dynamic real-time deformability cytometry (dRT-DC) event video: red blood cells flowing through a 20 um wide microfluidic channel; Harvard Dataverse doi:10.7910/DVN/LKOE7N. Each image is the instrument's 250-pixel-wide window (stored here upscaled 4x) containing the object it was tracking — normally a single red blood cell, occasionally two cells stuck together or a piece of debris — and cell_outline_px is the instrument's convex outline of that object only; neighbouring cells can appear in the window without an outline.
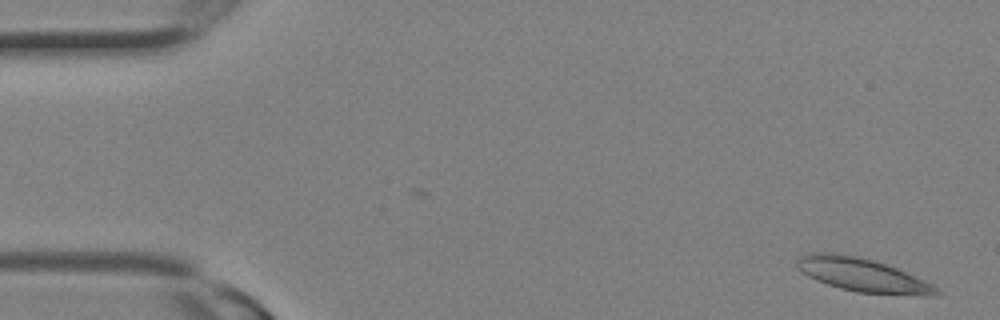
{"species": "Egyptian fruit bat (a non-hibernating species)", "species_latin": "Rousettus aegyptiacus", "temperature_condition": "room temperature", "stored_images_in_passage": 2, "camera_frame_rate_fps": 3000, "um_per_image_px": 0.085, "animal": {"sex": "female"}, "frame": {"image": 1, "passage_image": 1, "time_ms": 0.0, "image_size_px": [1000, 320], "cell_outline_px": [[940, 296], [928, 296], [856, 292], [840, 288], [816, 280], [808, 276], [796, 268], [796, 260], [800, 256], [808, 252], [836, 252], [856, 256], [872, 260], [896, 268], [924, 280], [932, 284], [940, 292]], "centroid_in_image_um": [73.27, 23.37], "position_along_channel_um": 11.7, "area_um2": 27.22}}